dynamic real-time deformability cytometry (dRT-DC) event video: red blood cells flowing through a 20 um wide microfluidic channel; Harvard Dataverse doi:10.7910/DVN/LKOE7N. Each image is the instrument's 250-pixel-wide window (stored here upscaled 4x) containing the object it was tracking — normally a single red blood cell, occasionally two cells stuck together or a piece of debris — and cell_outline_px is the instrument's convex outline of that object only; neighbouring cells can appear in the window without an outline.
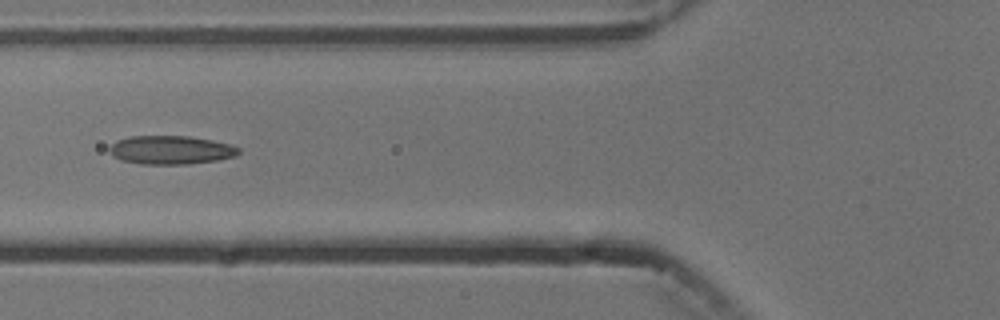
{"species": "common noctule bat (a hibernating species)", "species_latin": "Nyctalus noctula", "temperature_condition": "cold", "stored_images_in_passage": 9, "camera_frame_rate_fps": 3000, "um_per_image_px": 0.085, "animal": {"sex": "male", "body_mass_g": 13.3}, "frame": {"image": 1, "passage_image": 6, "time_ms": 6.0, "image_size_px": [1000, 320], "cell_outline_px": [[240, 152], [236, 156], [216, 160], [188, 164], [140, 164], [120, 160], [112, 156], [108, 148], [116, 140], [128, 136], [188, 136], [212, 140], [228, 144], [240, 148]], "centroid_in_image_um": [14.48, 12.75], "position_along_channel_um": 111.3, "area_um2": 21.62}}
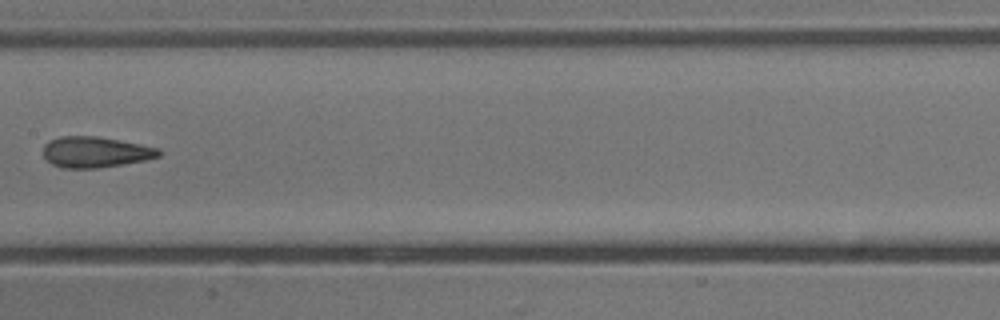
{"frame": {"image": 2, "passage_image": 8, "time_ms": 8.333, "image_size_px": [1000, 320], "cell_outline_px": [[160, 156], [148, 160], [96, 168], [64, 168], [52, 164], [44, 160], [44, 144], [60, 136], [96, 136], [140, 144], [160, 148]], "centroid_in_image_um": [8.11, 12.93], "position_along_channel_um": 199.3, "area_um2": 20.75}}
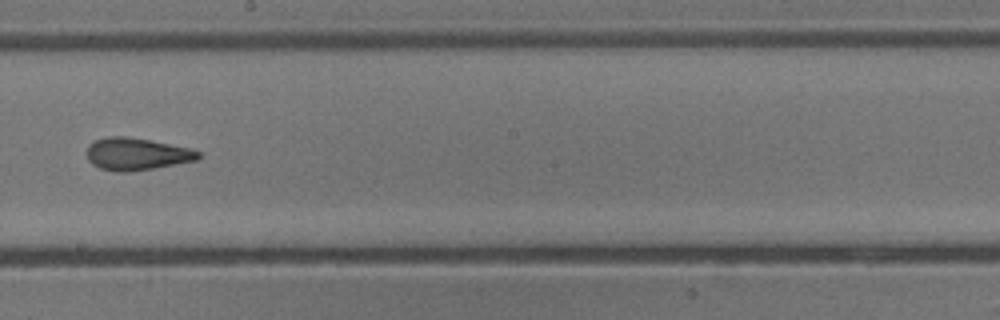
{"frame": {"image": 3, "passage_image": 9, "time_ms": 9.333, "image_size_px": [1000, 320], "cell_outline_px": [[200, 156], [196, 160], [152, 168], [128, 172], [116, 172], [100, 168], [92, 164], [88, 160], [88, 144], [96, 140], [108, 136], [128, 136], [188, 148], [200, 152]], "centroid_in_image_um": [11.57, 13.09], "position_along_channel_um": 236.6, "area_um2": 20.63}}